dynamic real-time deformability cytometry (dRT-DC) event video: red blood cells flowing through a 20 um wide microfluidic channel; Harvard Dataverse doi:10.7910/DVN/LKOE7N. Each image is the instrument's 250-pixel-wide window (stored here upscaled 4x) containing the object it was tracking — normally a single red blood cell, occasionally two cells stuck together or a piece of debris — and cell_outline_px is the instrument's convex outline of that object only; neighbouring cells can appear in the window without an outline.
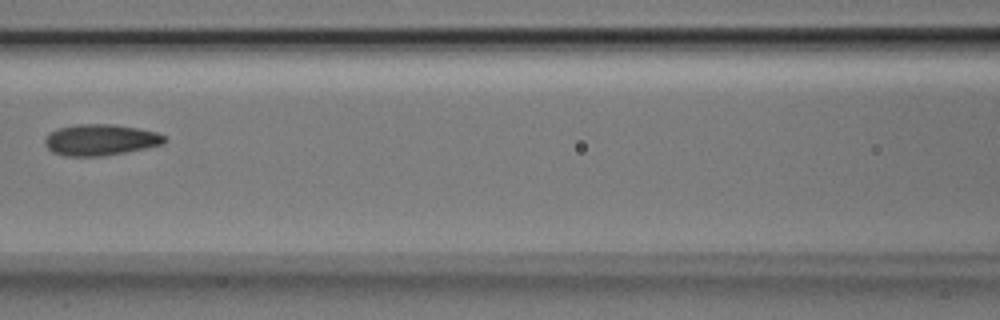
{"species": "Egyptian fruit bat (a non-hibernating species)", "species_latin": "Rousettus aegyptiacus", "temperature_condition": "room temperature", "stored_images_in_passage": 4, "camera_frame_rate_fps": 3000, "um_per_image_px": 0.085, "animal": {"sex": "male"}, "frame": {"image": 1, "passage_image": 4, "time_ms": 1.0, "image_size_px": [1000, 320], "cell_outline_px": [[168, 140], [164, 144], [124, 152], [100, 156], [64, 156], [52, 152], [44, 144], [44, 140], [48, 132], [56, 128], [76, 124], [112, 124], [140, 128], [156, 132], [164, 136]], "centroid_in_image_um": [8.5, 11.87], "position_along_channel_um": 158.1, "area_um2": 21.91}}